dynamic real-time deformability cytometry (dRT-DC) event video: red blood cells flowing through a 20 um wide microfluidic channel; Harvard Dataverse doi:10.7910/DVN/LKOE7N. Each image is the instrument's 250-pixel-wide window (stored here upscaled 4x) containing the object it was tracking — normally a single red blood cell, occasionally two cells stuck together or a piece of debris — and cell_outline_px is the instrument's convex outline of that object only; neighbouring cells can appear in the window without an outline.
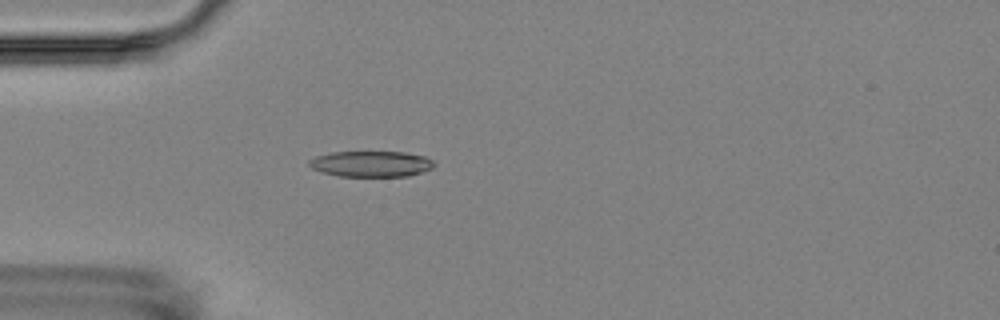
{"species": "Egyptian fruit bat (a non-hibernating species)", "species_latin": "Rousettus aegyptiacus", "temperature_condition": "room temperature", "stored_images_in_passage": 4, "camera_frame_rate_fps": 3000, "um_per_image_px": 0.085, "animal": {"sex": "female"}, "frame": {"image": 1, "passage_image": 4, "time_ms": 3.333, "image_size_px": [1000, 320], "cell_outline_px": [[436, 164], [432, 168], [408, 176], [340, 176], [324, 172], [312, 168], [308, 164], [308, 160], [316, 156], [332, 152], [404, 152], [424, 156], [432, 160]], "centroid_in_image_um": [31.55, 13.92], "position_along_channel_um": 53.5, "area_um2": 18.67}}